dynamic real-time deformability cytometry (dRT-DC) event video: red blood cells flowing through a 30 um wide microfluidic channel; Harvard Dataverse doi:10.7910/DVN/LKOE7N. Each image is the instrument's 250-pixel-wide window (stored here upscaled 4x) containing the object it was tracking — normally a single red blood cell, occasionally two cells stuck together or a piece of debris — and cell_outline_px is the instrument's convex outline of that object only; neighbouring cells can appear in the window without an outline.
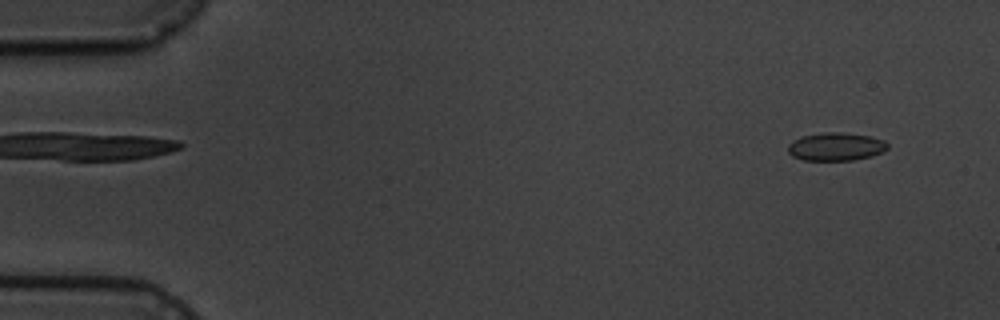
{"species": "common noctule bat (a hibernating species)", "species_latin": "Nyctalus noctula", "temperature_condition": "cold", "stored_images_in_passage": 4, "camera_frame_rate_fps": 3000, "um_per_image_px": 0.085, "animal": {"sex": "male", "body_mass_g": 19.5, "forearm_length_mm": 54.6}, "frame": {"image": 1, "passage_image": 1, "time_ms": 0.0, "image_size_px": [1000, 320], "cell_outline_px": [[888, 148], [884, 152], [872, 156], [852, 160], [804, 160], [792, 156], [788, 152], [788, 144], [800, 136], [824, 132], [844, 132], [868, 136], [884, 140], [888, 144]], "centroid_in_image_um": [71.05, 12.46], "position_along_channel_um": 13.9, "area_um2": 16.42}}
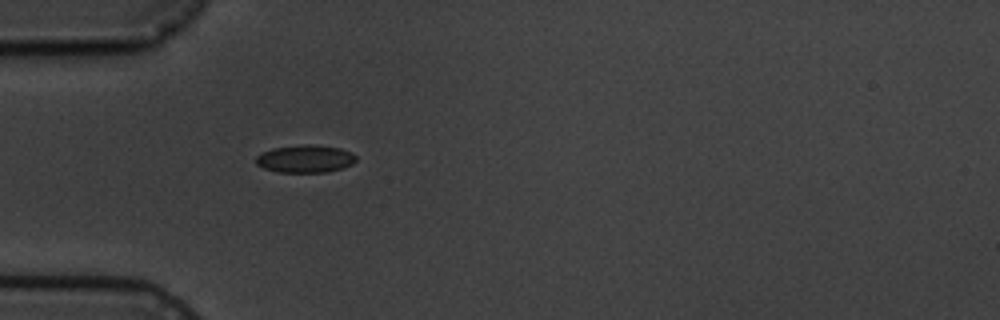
{"frame": {"image": 2, "passage_image": 4, "time_ms": 4.333, "image_size_px": [1000, 320], "cell_outline_px": [[356, 160], [352, 164], [344, 168], [328, 172], [276, 172], [264, 168], [256, 164], [256, 156], [272, 148], [304, 144], [308, 144], [340, 148], [352, 152], [356, 156]], "centroid_in_image_um": [25.97, 13.5], "position_along_channel_um": 59.0, "area_um2": 16.18}}